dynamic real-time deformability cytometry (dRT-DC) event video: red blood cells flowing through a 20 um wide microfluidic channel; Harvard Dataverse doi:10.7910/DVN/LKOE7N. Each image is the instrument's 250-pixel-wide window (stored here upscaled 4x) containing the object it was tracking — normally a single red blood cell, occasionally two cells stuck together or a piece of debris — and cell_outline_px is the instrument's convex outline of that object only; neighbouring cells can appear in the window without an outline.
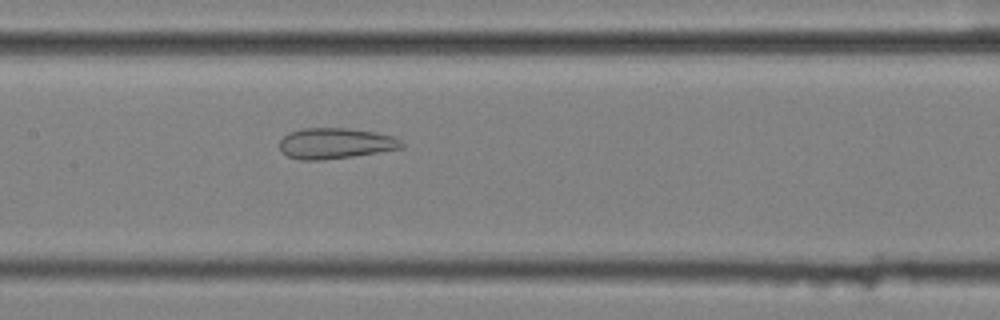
{"species": "common noctule bat (a hibernating species)", "species_latin": "Nyctalus noctula", "temperature_condition": "cold", "stored_images_in_passage": 57, "camera_frame_rate_fps": 3000, "um_per_image_px": 0.085, "animal": {"sex": "female", "body_mass_g": 25.1}, "frame": {"image": 1, "passage_image": 28, "time_ms": 9.0, "image_size_px": [1000, 320], "cell_outline_px": [[404, 148], [352, 156], [320, 160], [300, 160], [288, 156], [280, 148], [280, 140], [288, 132], [300, 128], [348, 128], [376, 132], [392, 136], [400, 140], [404, 144]], "centroid_in_image_um": [28.51, 12.17], "position_along_channel_um": 178.9, "area_um2": 21.85}}
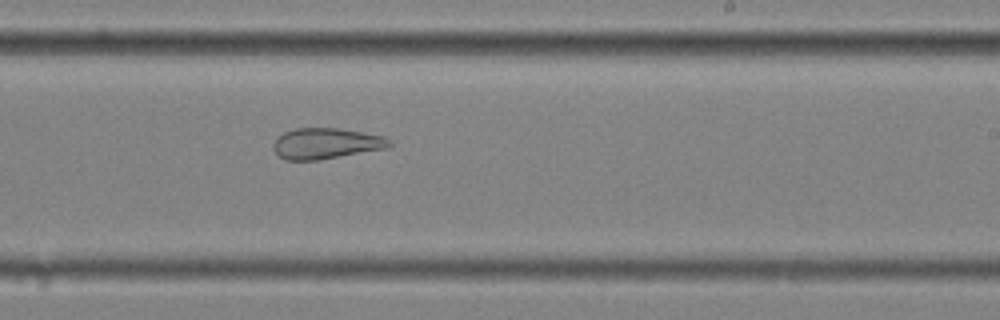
{"frame": {"image": 2, "passage_image": 35, "time_ms": 11.333, "image_size_px": [1000, 320], "cell_outline_px": [[392, 144], [388, 148], [316, 160], [284, 160], [272, 148], [272, 144], [284, 132], [296, 128], [340, 128], [384, 136]], "centroid_in_image_um": [27.7, 12.19], "position_along_channel_um": 261.3, "area_um2": 20.69}}
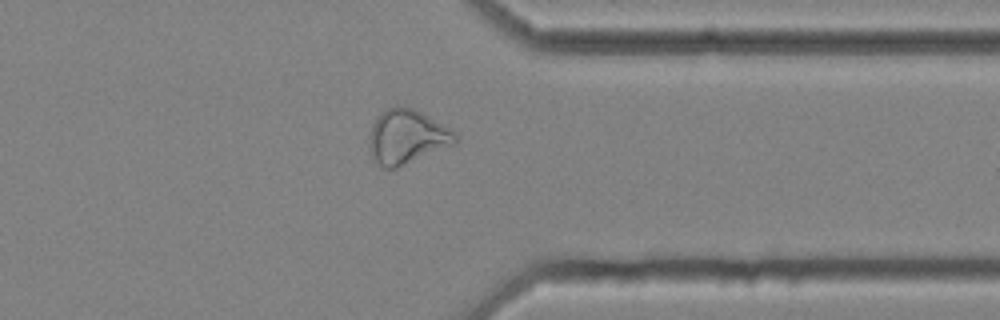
{"frame": {"image": 3, "passage_image": 45, "time_ms": 14.667, "image_size_px": [1000, 320], "cell_outline_px": [[460, 140], [456, 144], [396, 168], [384, 168], [372, 156], [368, 144], [372, 124], [376, 116], [388, 108], [396, 104], [412, 108], [452, 128], [460, 136]], "centroid_in_image_um": [34.63, 11.61], "position_along_channel_um": 376.8, "area_um2": 27.51}, "authors_computed_cell_mechanics": {"area_um2": 29.6514, "velocity_mm_per_s": 3.5388, "shape_relaxation_time_tau1_ms": null, "shape_relaxation_time_tau2_ms": 2.4231, "deformation_change_tau1": null, "deformation_change_tau2": 0.1029}}